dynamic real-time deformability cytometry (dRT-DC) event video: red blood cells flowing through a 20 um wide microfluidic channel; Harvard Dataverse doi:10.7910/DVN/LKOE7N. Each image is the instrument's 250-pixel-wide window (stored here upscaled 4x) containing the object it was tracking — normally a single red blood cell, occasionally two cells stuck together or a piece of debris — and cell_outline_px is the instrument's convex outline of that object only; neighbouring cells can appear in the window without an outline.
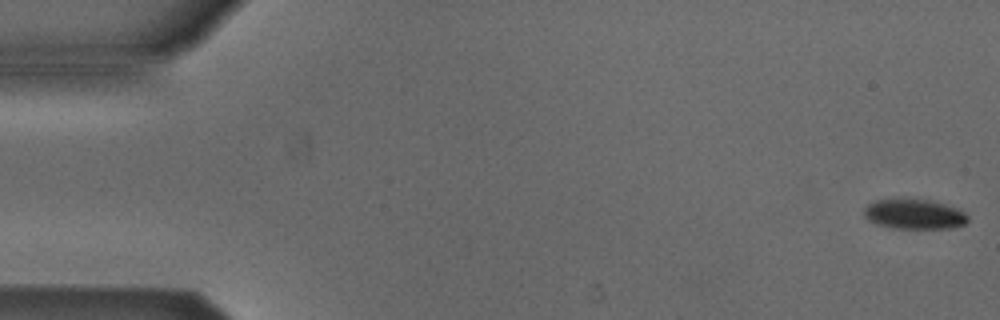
{"species": "Egyptian fruit bat (a non-hibernating species)", "species_latin": "Rousettus aegyptiacus", "temperature_condition": "cold", "stored_images_in_passage": 6, "camera_frame_rate_fps": 3000, "um_per_image_px": 0.085, "animal": {"sex": "male"}, "frame": {"image": 1, "passage_image": 1, "time_ms": 0.0, "image_size_px": [1000, 320], "cell_outline_px": [[968, 220], [964, 224], [948, 228], [892, 228], [876, 224], [868, 220], [864, 216], [864, 208], [868, 204], [876, 200], [896, 196], [908, 196], [932, 200], [960, 208], [968, 216]], "centroid_in_image_um": [77.68, 18.14], "position_along_channel_um": 7.3, "area_um2": 18.96}}
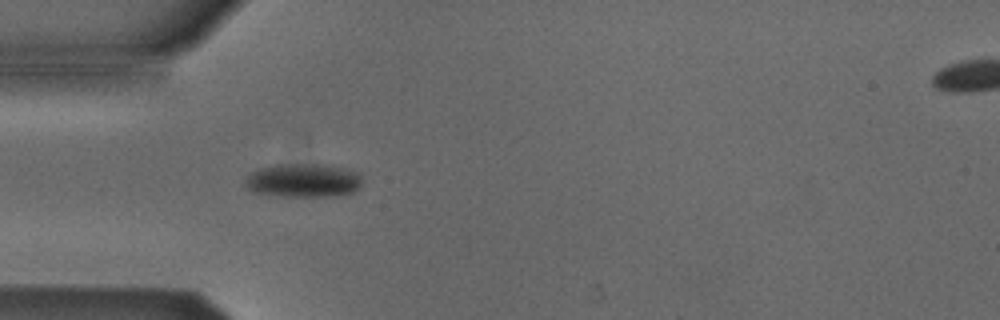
{"frame": {"image": 2, "passage_image": 5, "time_ms": 1.333, "image_size_px": [1000, 320], "cell_outline_px": [[360, 184], [352, 192], [328, 196], [276, 196], [256, 192], [248, 188], [244, 184], [248, 176], [252, 172], [260, 168], [276, 164], [324, 164], [344, 168], [356, 172], [360, 176]], "centroid_in_image_um": [25.74, 15.32], "position_along_channel_um": 59.3, "area_um2": 22.66}}